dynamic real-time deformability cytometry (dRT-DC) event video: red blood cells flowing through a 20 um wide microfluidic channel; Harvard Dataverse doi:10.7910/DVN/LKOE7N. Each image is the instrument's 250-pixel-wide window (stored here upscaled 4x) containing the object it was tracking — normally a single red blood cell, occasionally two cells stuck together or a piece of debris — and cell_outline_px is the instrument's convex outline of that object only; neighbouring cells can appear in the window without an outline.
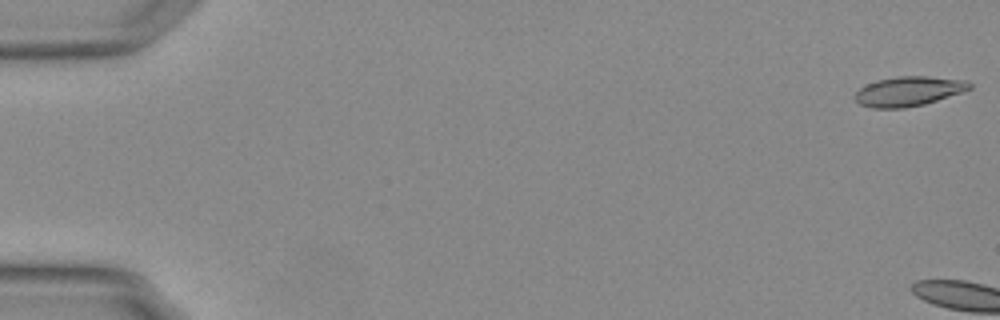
{"species": "Egyptian fruit bat (a non-hibernating species)", "species_latin": "Rousettus aegyptiacus", "temperature_condition": "warm", "stored_images_in_passage": 4, "camera_frame_rate_fps": 3000, "um_per_image_px": 0.085, "animal": {"sex": "female"}, "frame": {"image": 1, "passage_image": 1, "time_ms": 0.0, "image_size_px": [1000, 320], "cell_outline_px": [[972, 88], [964, 92], [924, 104], [904, 108], [872, 108], [860, 104], [856, 100], [856, 92], [860, 88], [876, 80], [900, 76], [928, 76], [968, 80], [972, 84]], "centroid_in_image_um": [77.29, 7.75], "position_along_channel_um": 7.7, "area_um2": 19.83}}